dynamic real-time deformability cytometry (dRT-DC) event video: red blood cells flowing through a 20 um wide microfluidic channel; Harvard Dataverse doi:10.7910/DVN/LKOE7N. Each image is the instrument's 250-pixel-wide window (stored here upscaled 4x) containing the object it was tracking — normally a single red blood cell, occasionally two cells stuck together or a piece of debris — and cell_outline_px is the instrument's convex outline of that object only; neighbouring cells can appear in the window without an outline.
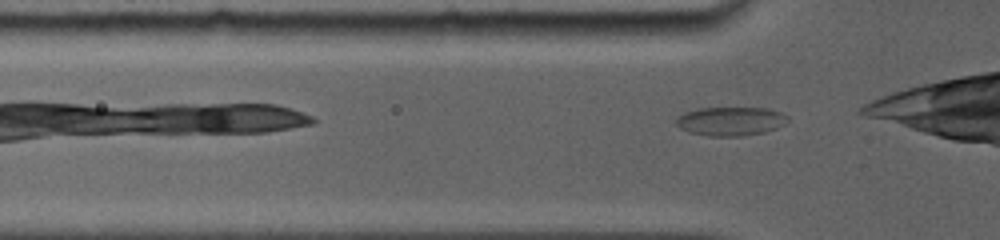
{"species": "common noctule bat (a hibernating species)", "species_latin": "Nyctalus noctula", "temperature_condition": "room temperature", "stored_images_in_passage": 63, "camera_frame_rate_fps": 5000, "um_per_image_px": 0.085, "animal": {"sex": "female", "body_mass_g": 19.0, "forearm_length_mm": 56.7}, "frame": {"image": 1, "passage_image": 2, "time_ms": 0.2, "image_size_px": [1000, 240], "cell_outline_px": [[788, 120], [784, 124], [776, 128], [764, 132], [740, 136], [708, 136], [688, 132], [680, 128], [676, 124], [676, 116], [684, 112], [700, 108], [768, 108], [780, 112], [788, 116]], "centroid_in_image_um": [62.07, 10.3], "position_along_channel_um": 63.7, "area_um2": 18.79}}
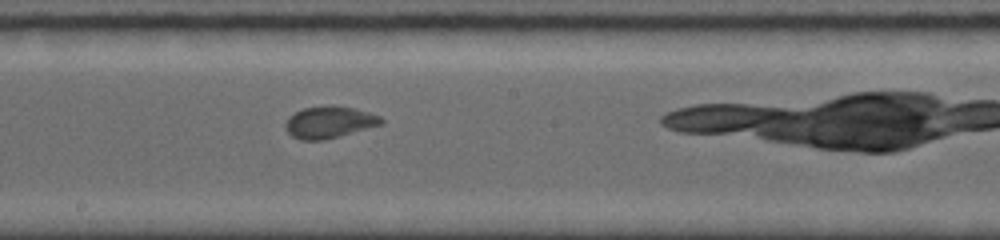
{"frame": {"image": 2, "passage_image": 25, "time_ms": 4.2, "image_size_px": [1000, 240], "cell_outline_px": [[384, 124], [340, 136], [324, 140], [300, 140], [292, 136], [284, 128], [284, 124], [288, 116], [304, 108], [332, 104], [352, 108], [368, 112], [380, 116], [384, 120]], "centroid_in_image_um": [27.98, 10.39], "position_along_channel_um": 220.2, "area_um2": 17.98}}
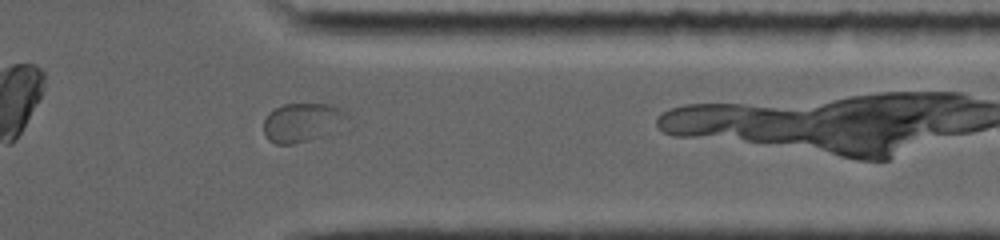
{"frame": {"image": 3, "passage_image": 48, "time_ms": 8.4, "image_size_px": [1000, 240], "cell_outline_px": [[348, 116], [324, 136], [296, 144], [276, 144], [268, 140], [264, 132], [264, 120], [268, 112], [284, 104], [332, 104], [348, 112]], "centroid_in_image_um": [25.64, 10.4], "position_along_channel_um": 385.8, "area_um2": 18.73}}